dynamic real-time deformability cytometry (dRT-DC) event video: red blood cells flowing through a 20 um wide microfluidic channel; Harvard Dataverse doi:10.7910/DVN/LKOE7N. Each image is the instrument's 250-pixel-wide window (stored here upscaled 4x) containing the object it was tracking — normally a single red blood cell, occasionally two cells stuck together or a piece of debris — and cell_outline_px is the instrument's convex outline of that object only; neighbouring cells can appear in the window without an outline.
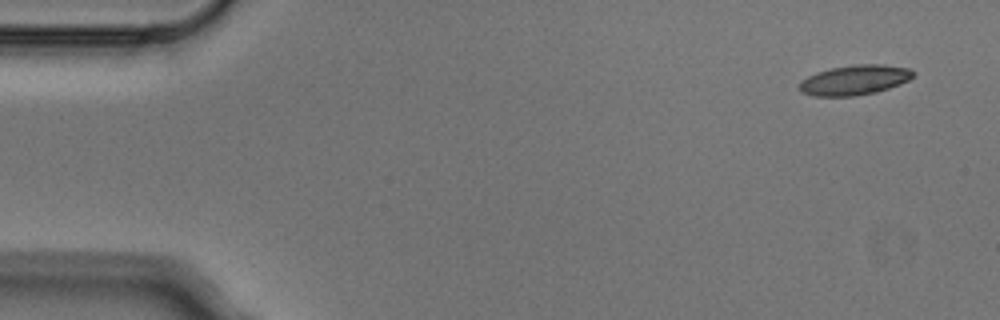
{"species": "Egyptian fruit bat (a non-hibernating species)", "species_latin": "Rousettus aegyptiacus", "temperature_condition": "cold", "stored_images_in_passage": 6, "camera_frame_rate_fps": 3000, "um_per_image_px": 0.085, "animal": {"sex": "male"}, "frame": {"image": 1, "passage_image": 1, "time_ms": 0.0, "image_size_px": [1000, 320], "cell_outline_px": [[916, 72], [908, 80], [900, 84], [876, 92], [852, 96], [812, 96], [800, 92], [796, 88], [800, 80], [816, 72], [832, 68], [856, 64], [884, 64], [908, 68]], "centroid_in_image_um": [72.58, 6.8], "position_along_channel_um": 12.4, "area_um2": 20.0}}
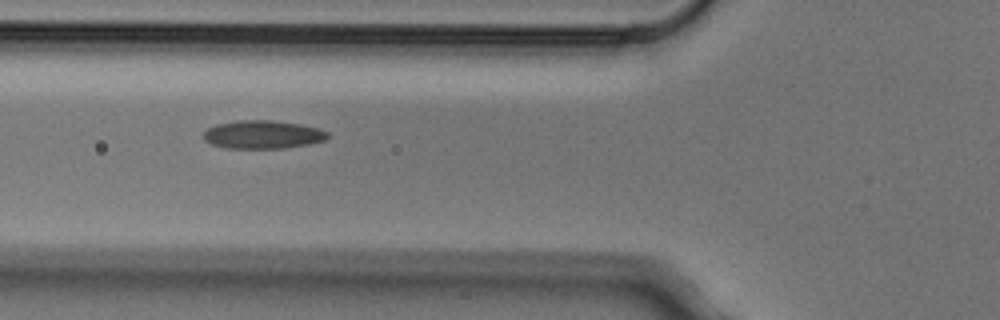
{"frame": {"image": 2, "passage_image": 5, "time_ms": 1.333, "image_size_px": [1000, 320], "cell_outline_px": [[328, 136], [324, 140], [308, 144], [284, 148], [224, 148], [212, 144], [204, 140], [204, 132], [208, 128], [216, 124], [236, 120], [272, 120], [300, 124], [316, 128], [328, 132]], "centroid_in_image_um": [22.3, 11.43], "position_along_channel_um": 103.5, "area_um2": 20.35}}
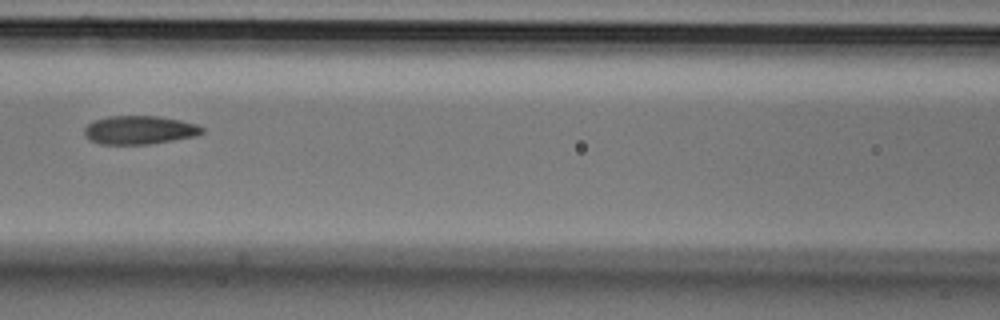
{"frame": {"image": 3, "passage_image": 6, "time_ms": 1.667, "image_size_px": [1000, 320], "cell_outline_px": [[204, 132], [196, 136], [148, 144], [100, 144], [92, 140], [84, 132], [84, 128], [88, 124], [96, 120], [112, 116], [156, 116], [180, 120], [196, 124], [204, 128]], "centroid_in_image_um": [11.89, 11.05], "position_along_channel_um": 154.7, "area_um2": 19.25}}